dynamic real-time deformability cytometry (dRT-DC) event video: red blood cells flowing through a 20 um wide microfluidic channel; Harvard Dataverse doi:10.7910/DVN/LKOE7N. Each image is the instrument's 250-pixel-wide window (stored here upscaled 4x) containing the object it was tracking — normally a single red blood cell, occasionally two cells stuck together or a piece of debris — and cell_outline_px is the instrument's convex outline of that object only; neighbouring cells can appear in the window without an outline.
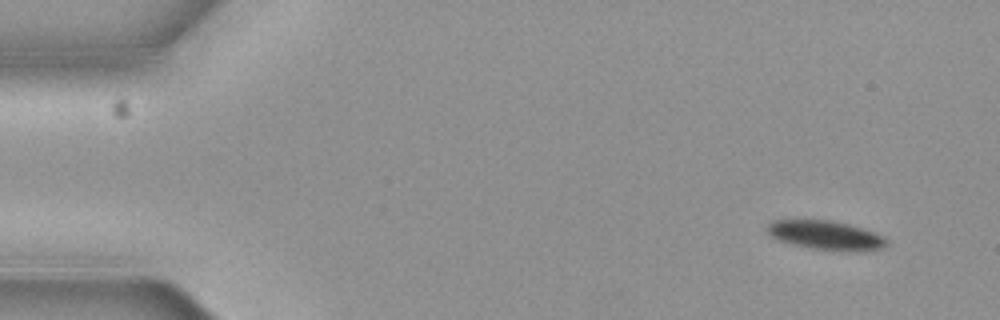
{"species": "common noctule bat (a hibernating species)", "species_latin": "Nyctalus noctula", "temperature_condition": "cold", "stored_images_in_passage": 7, "camera_frame_rate_fps": 3000, "um_per_image_px": 0.085, "animal": {"sex": "female", "body_mass_g": 19.3, "forearm_length_mm": 54.1}, "frame": {"image": 1, "passage_image": 1, "time_ms": 0.0, "image_size_px": [1000, 320], "cell_outline_px": [[888, 244], [884, 248], [864, 252], [856, 252], [812, 248], [792, 244], [780, 240], [772, 236], [768, 232], [768, 224], [772, 220], [828, 220], [848, 224], [872, 232], [888, 240]], "centroid_in_image_um": [70.23, 20.01], "position_along_channel_um": 14.8, "area_um2": 20.0}}
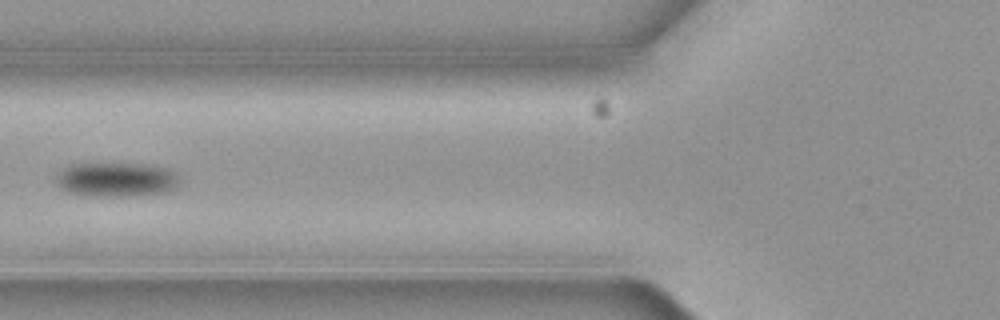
{"frame": {"image": 2, "passage_image": 6, "time_ms": 1.667, "image_size_px": [1000, 320], "cell_outline_px": [[180, 180], [176, 188], [168, 192], [128, 196], [88, 196], [68, 192], [60, 188], [52, 180], [56, 172], [68, 164], [92, 160], [152, 164], [168, 168]], "centroid_in_image_um": [9.77, 15.2], "position_along_channel_um": 116.0, "area_um2": 26.41}}
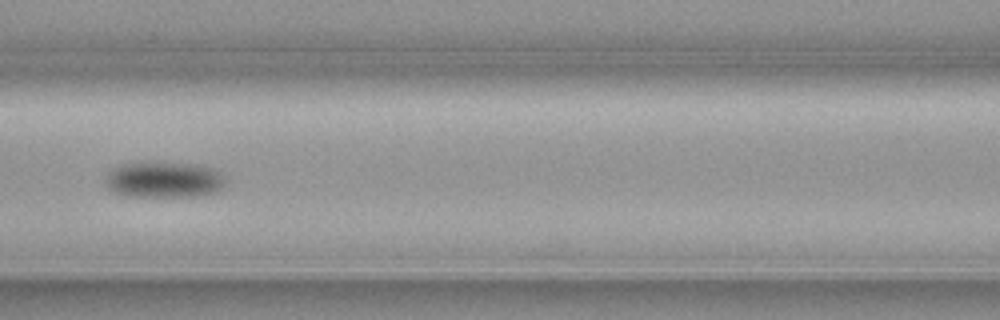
{"frame": {"image": 3, "passage_image": 7, "time_ms": 2.0, "image_size_px": [1000, 320], "cell_outline_px": [[224, 188], [216, 192], [196, 196], [124, 196], [112, 192], [104, 184], [104, 180], [108, 172], [124, 164], [140, 160], [192, 164], [212, 168], [224, 176]], "centroid_in_image_um": [13.89, 15.26], "position_along_channel_um": 152.7, "area_um2": 25.66}}